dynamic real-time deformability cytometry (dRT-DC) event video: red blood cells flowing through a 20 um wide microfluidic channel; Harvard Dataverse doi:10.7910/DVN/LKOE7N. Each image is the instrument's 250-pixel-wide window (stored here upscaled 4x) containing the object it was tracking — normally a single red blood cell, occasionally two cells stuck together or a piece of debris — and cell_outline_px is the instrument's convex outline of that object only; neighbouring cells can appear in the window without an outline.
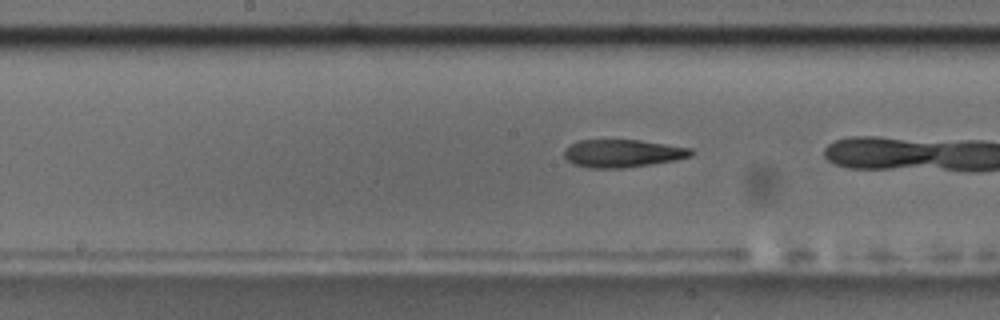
{"species": "common noctule bat (a hibernating species)", "species_latin": "Nyctalus noctula", "temperature_condition": "room temperature", "stored_images_in_passage": 28, "camera_frame_rate_fps": 3000, "um_per_image_px": 0.085, "animal": {"sex": "male", "body_mass_g": 17.5, "forearm_length_mm": 52.3}, "frame": {"image": 1, "passage_image": 24, "time_ms": 7.667, "image_size_px": [1000, 320], "cell_outline_px": [[696, 152], [692, 156], [676, 160], [624, 168], [588, 168], [572, 164], [564, 156], [564, 148], [580, 140], [640, 140], [692, 148]], "centroid_in_image_um": [52.94, 13.04], "position_along_channel_um": 195.3, "area_um2": 20.69}}